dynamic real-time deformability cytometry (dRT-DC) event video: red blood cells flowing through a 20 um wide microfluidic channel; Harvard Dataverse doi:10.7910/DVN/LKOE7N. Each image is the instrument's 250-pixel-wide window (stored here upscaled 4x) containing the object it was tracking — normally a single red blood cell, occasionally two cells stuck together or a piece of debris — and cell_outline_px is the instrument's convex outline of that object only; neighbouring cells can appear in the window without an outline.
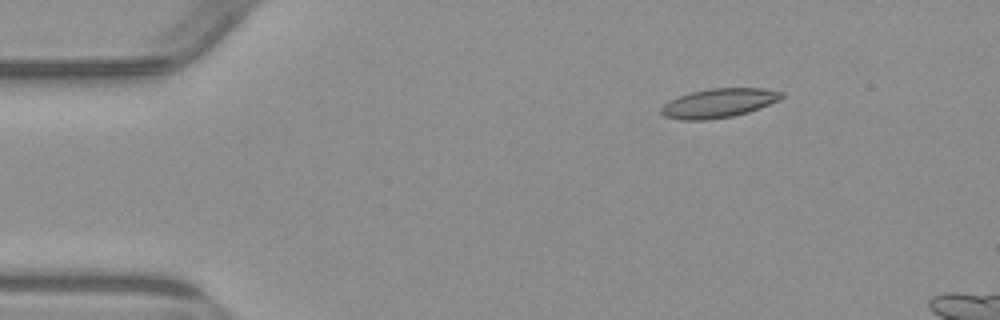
{"species": "common noctule bat (a hibernating species)", "species_latin": "Nyctalus noctula", "temperature_condition": "warm", "stored_images_in_passage": 3, "camera_frame_rate_fps": 3000, "um_per_image_px": 0.085, "animal": {"sex": "male", "body_mass_g": 23.1, "forearm_length_mm": 52.7}, "frame": {"image": 1, "passage_image": 1, "time_ms": 0.0, "image_size_px": [1000, 320], "cell_outline_px": [[784, 96], [780, 100], [760, 108], [748, 112], [732, 116], [708, 120], [680, 120], [664, 116], [660, 112], [660, 108], [668, 100], [692, 92], [708, 88], [764, 88], [784, 92]], "centroid_in_image_um": [61.1, 8.76], "position_along_channel_um": 23.9, "area_um2": 20.58}}